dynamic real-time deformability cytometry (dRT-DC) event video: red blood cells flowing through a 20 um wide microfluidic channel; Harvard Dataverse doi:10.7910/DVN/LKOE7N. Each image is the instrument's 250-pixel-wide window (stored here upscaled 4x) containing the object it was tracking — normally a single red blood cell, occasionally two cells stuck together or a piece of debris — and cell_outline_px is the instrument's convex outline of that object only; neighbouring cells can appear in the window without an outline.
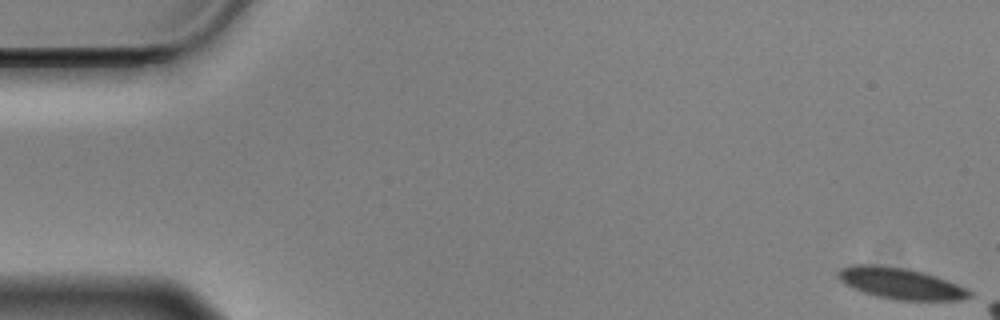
{"species": "Egyptian fruit bat (a non-hibernating species)", "species_latin": "Rousettus aegyptiacus", "temperature_condition": "cold", "stored_images_in_passage": 11, "camera_frame_rate_fps": 3000, "um_per_image_px": 0.085, "animal": {"sex": "male"}, "frame": {"image": 1, "passage_image": 1, "time_ms": 0.0, "image_size_px": [1000, 320], "cell_outline_px": [[972, 296], [960, 300], [900, 300], [880, 296], [864, 292], [844, 284], [836, 276], [836, 272], [840, 268], [852, 264], [872, 264], [908, 268], [924, 272], [948, 280], [972, 292]], "centroid_in_image_um": [76.52, 24.07], "position_along_channel_um": 8.5, "area_um2": 23.87}}